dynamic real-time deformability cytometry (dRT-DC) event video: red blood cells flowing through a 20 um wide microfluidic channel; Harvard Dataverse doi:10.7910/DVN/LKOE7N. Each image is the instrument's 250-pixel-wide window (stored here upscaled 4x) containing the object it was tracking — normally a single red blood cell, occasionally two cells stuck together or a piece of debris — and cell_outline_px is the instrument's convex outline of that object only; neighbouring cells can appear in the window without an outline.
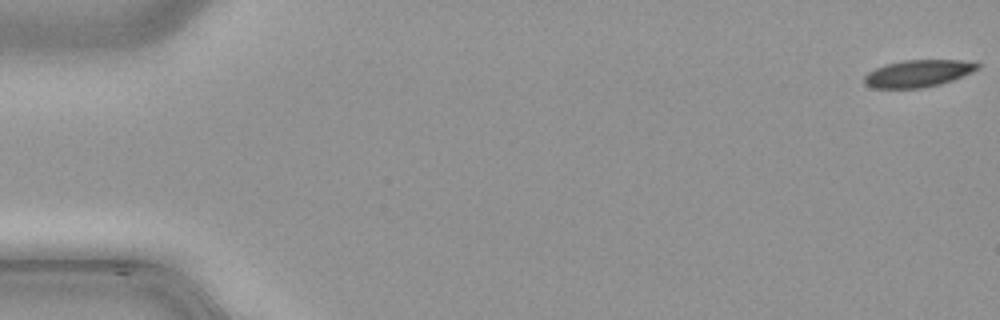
{"species": "common noctule bat (a hibernating species)", "species_latin": "Nyctalus noctula", "temperature_condition": "cold", "stored_images_in_passage": 14, "camera_frame_rate_fps": 3000, "um_per_image_px": 0.085, "animal": {"sex": "male", "body_mass_g": 21.5, "forearm_length_mm": 52.0}, "frame": {"image": 1, "passage_image": 1, "time_ms": 0.0, "image_size_px": [1000, 320], "cell_outline_px": [[980, 68], [972, 72], [952, 80], [940, 84], [924, 88], [872, 88], [864, 80], [864, 76], [868, 72], [876, 68], [888, 64], [904, 60], [960, 60], [980, 64]], "centroid_in_image_um": [78.05, 6.24], "position_along_channel_um": 6.9, "area_um2": 17.69}}